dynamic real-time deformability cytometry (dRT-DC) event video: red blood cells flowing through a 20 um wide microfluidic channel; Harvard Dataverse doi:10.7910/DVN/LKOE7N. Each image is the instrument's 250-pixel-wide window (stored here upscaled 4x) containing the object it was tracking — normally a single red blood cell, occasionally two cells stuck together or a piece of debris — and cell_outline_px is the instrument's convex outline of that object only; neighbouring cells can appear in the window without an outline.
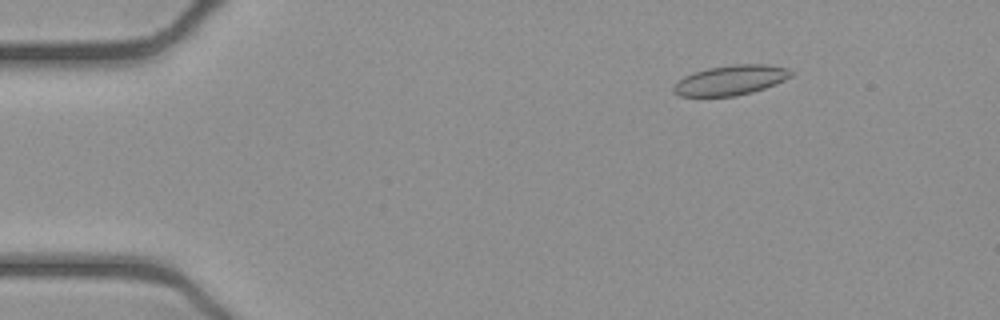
{"species": "common noctule bat (a hibernating species)", "species_latin": "Nyctalus noctula", "temperature_condition": "cold", "stored_images_in_passage": 53, "camera_frame_rate_fps": 3000, "um_per_image_px": 0.085, "animal": {"sex": "female", "body_mass_g": 21.9}, "frame": {"image": 1, "passage_image": 8, "time_ms": 2.333, "image_size_px": [1000, 320], "cell_outline_px": [[796, 72], [792, 76], [776, 84], [752, 92], [736, 96], [680, 96], [672, 92], [672, 88], [684, 76], [692, 72], [708, 68], [732, 64], [764, 64], [788, 68]], "centroid_in_image_um": [62.13, 6.81], "position_along_channel_um": 22.9, "area_um2": 20.58}}
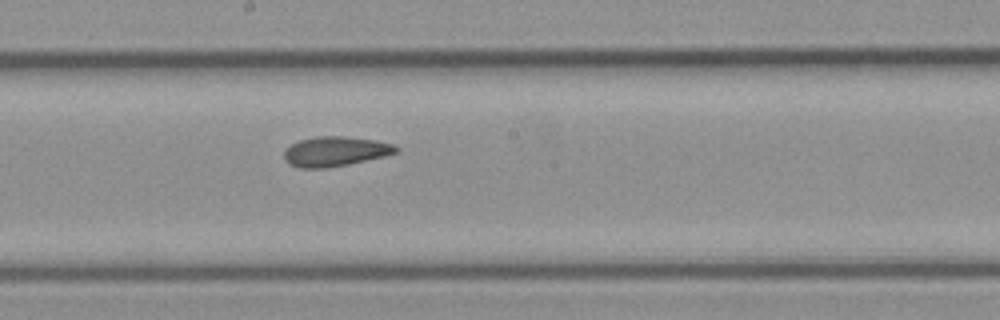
{"frame": {"image": 2, "passage_image": 29, "time_ms": 9.333, "image_size_px": [1000, 320], "cell_outline_px": [[400, 148], [396, 152], [384, 156], [348, 164], [324, 168], [300, 168], [288, 164], [284, 160], [284, 152], [292, 144], [300, 140], [316, 136], [344, 136], [376, 140], [392, 144]], "centroid_in_image_um": [28.48, 12.87], "position_along_channel_um": 219.7, "area_um2": 19.31}}
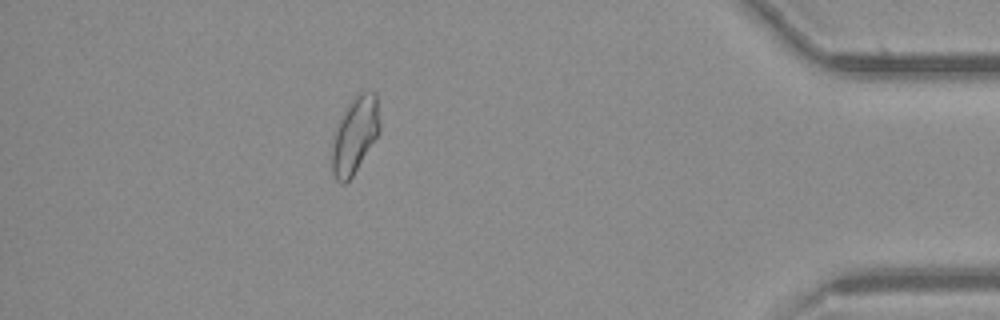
{"frame": {"image": 3, "passage_image": 47, "time_ms": 15.333, "image_size_px": [1000, 320], "cell_outline_px": [[380, 132], [352, 176], [344, 184], [340, 184], [336, 180], [332, 172], [332, 144], [340, 120], [344, 112], [352, 100], [360, 92], [376, 92], [380, 124]], "centroid_in_image_um": [30.18, 11.51], "position_along_channel_um": 405.0, "area_um2": 20.81}, "authors_computed_cell_mechanics": {"area_um2": 20.2878, "velocity_mm_per_s": 3.9136, "shape_relaxation_time_tau1_ms": null, "shape_relaxation_time_tau2_ms": 3.1545, "deformation_change_tau1": null, "deformation_change_tau2": 0.076}}